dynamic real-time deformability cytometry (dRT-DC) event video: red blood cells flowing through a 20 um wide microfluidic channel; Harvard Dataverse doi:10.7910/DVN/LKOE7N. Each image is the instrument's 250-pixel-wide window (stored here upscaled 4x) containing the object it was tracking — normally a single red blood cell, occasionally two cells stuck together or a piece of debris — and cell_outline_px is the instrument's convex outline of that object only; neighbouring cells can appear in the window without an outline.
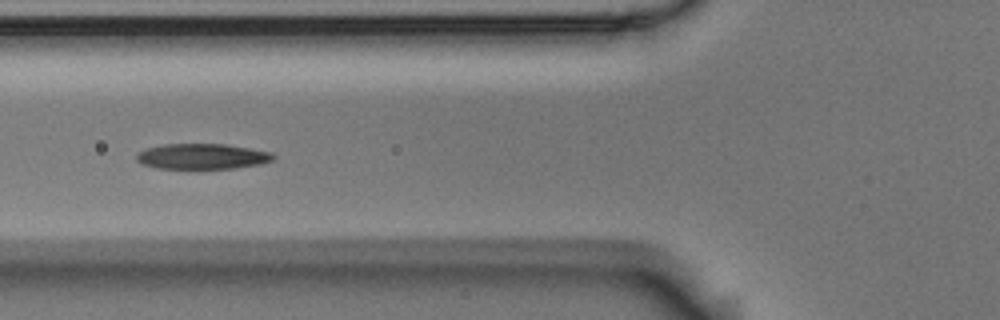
{"species": "Egyptian fruit bat (a non-hibernating species)", "species_latin": "Rousettus aegyptiacus", "temperature_condition": "room temperature", "stored_images_in_passage": 5, "camera_frame_rate_fps": 3000, "um_per_image_px": 0.085, "animal": {"sex": "male"}, "frame": {"image": 1, "passage_image": 2, "time_ms": 0.333, "image_size_px": [1000, 320], "cell_outline_px": [[276, 156], [272, 160], [260, 164], [232, 168], [156, 168], [140, 164], [136, 160], [136, 152], [148, 148], [164, 144], [224, 144], [272, 152]], "centroid_in_image_um": [17.15, 13.29], "position_along_channel_um": 108.7, "area_um2": 20.23}}
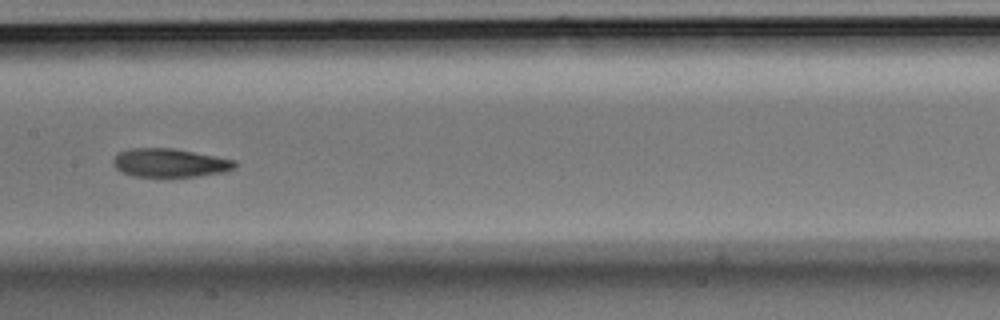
{"frame": {"image": 2, "passage_image": 4, "time_ms": 1.0, "image_size_px": [1000, 320], "cell_outline_px": [[236, 164], [232, 168], [224, 172], [196, 176], [132, 176], [116, 168], [112, 164], [112, 160], [120, 152], [128, 148], [172, 148], [236, 160]], "centroid_in_image_um": [14.4, 13.83], "position_along_channel_um": 193.0, "area_um2": 19.94}}
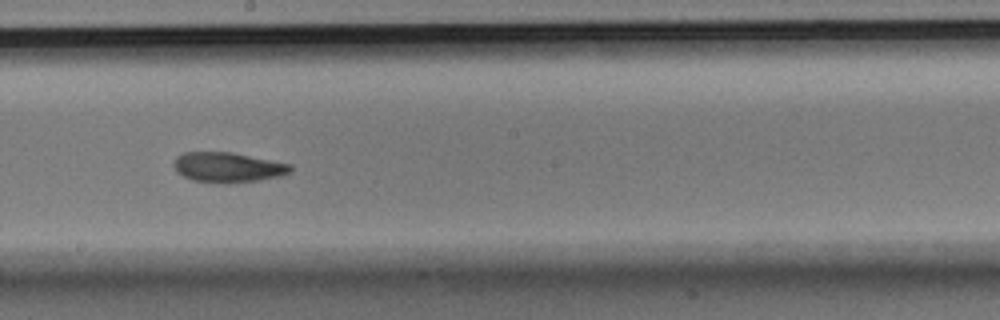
{"frame": {"image": 3, "passage_image": 5, "time_ms": 1.333, "image_size_px": [1000, 320], "cell_outline_px": [[292, 172], [280, 176], [260, 180], [228, 184], [220, 184], [192, 180], [176, 172], [172, 164], [176, 156], [184, 152], [232, 152], [292, 164]], "centroid_in_image_um": [19.36, 14.23], "position_along_channel_um": 228.8, "area_um2": 20.81}}